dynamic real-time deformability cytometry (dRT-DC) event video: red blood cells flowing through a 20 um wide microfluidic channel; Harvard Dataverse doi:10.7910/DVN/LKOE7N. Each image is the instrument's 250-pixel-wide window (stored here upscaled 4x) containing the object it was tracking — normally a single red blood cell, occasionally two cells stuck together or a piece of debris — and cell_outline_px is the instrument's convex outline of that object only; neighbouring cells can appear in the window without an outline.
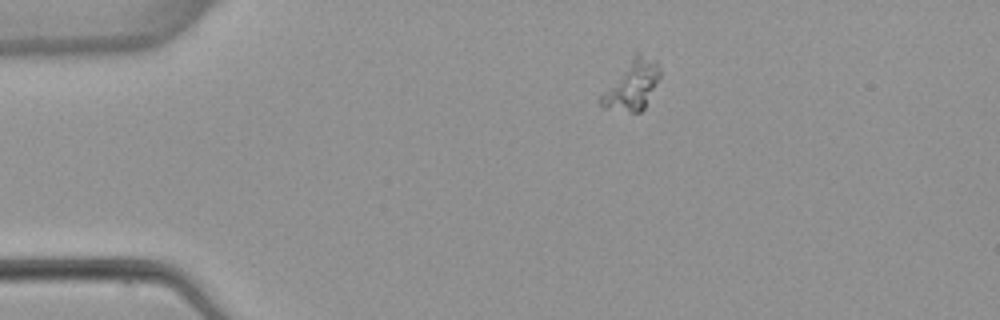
{"species": "common noctule bat (a hibernating species)", "species_latin": "Nyctalus noctula", "temperature_condition": "warm", "stored_images_in_passage": 3, "camera_frame_rate_fps": 3000, "um_per_image_px": 0.085, "animal": {"sex": "female", "body_mass_g": 22.7, "forearm_length_mm": 54.2}, "frame": {"image": 1, "passage_image": 1, "time_ms": 0.0, "image_size_px": [1000, 320], "cell_outline_px": [[660, 76], [644, 108], [640, 112], [632, 112], [604, 108], [596, 100], [632, 56], [636, 52], [640, 52], [656, 60], [660, 68]], "centroid_in_image_um": [53.71, 7.22], "position_along_channel_um": 31.3, "area_um2": 16.88}}
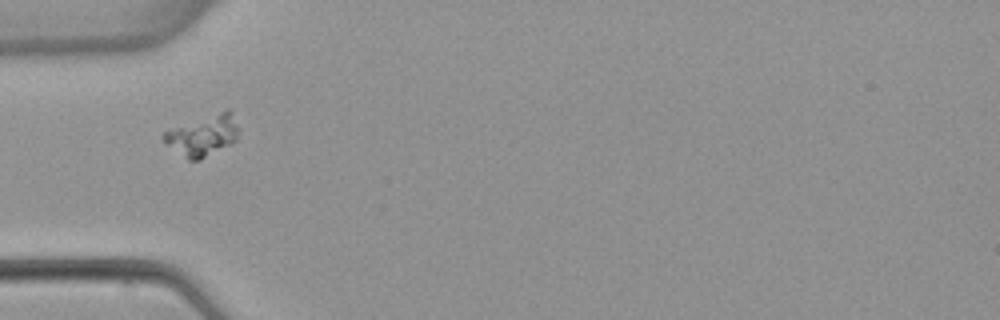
{"frame": {"image": 2, "passage_image": 3, "time_ms": 2.333, "image_size_px": [1000, 320], "cell_outline_px": [[236, 140], [232, 144], [200, 160], [188, 160], [160, 140], [160, 136], [164, 132], [228, 108], [232, 112], [236, 128]], "centroid_in_image_um": [17.21, 11.54], "position_along_channel_um": 67.8, "area_um2": 17.46}}